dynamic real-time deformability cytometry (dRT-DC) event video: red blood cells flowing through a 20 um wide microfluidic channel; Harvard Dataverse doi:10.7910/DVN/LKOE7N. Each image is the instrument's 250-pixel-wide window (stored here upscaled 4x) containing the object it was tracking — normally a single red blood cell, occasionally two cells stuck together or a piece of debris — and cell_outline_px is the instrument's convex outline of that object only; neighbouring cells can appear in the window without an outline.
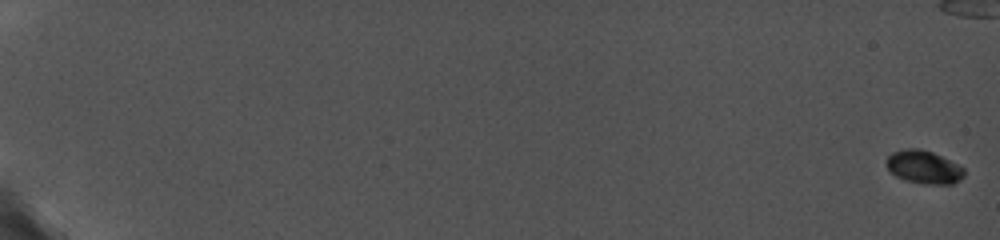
{"species": "common noctule bat (a hibernating species)", "species_latin": "Nyctalus noctula", "temperature_condition": "cold", "stored_images_in_passage": 63, "camera_frame_rate_fps": 5000, "um_per_image_px": 0.085, "animal": {"sex": "female", "body_mass_g": 19.0, "forearm_length_mm": 56.7}, "frame": {"image": 1, "passage_image": 1, "time_ms": 0.0, "image_size_px": [1000, 240], "cell_outline_px": [[964, 176], [960, 180], [952, 184], [924, 184], [904, 180], [896, 176], [888, 168], [884, 160], [892, 152], [904, 148], [920, 148], [932, 152], [964, 168]], "centroid_in_image_um": [78.49, 14.2], "position_along_channel_um": 6.5, "area_um2": 15.03}}
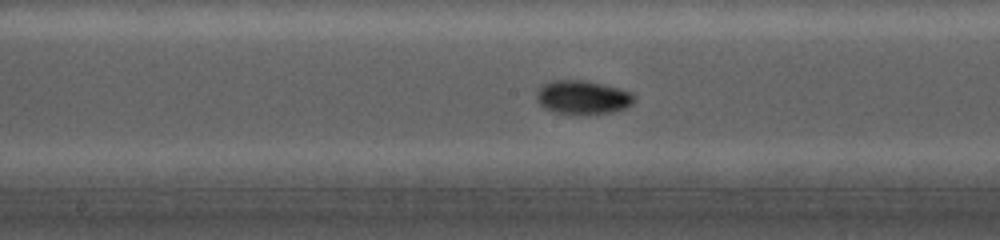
{"frame": {"image": 2, "passage_image": 40, "time_ms": 11.4, "image_size_px": [1000, 240], "cell_outline_px": [[636, 96], [632, 104], [628, 108], [612, 112], [584, 116], [556, 112], [544, 108], [536, 100], [536, 92], [544, 84], [552, 80], [588, 80], [620, 88], [632, 92]], "centroid_in_image_um": [49.57, 8.29], "position_along_channel_um": 198.6, "area_um2": 19.77}}
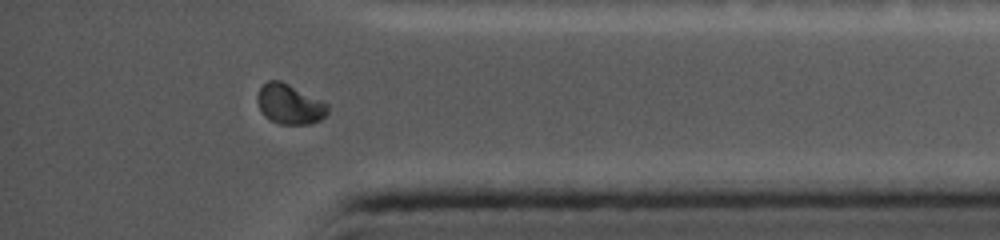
{"frame": {"image": 3, "passage_image": 59, "time_ms": 17.0, "image_size_px": [1000, 240], "cell_outline_px": [[328, 112], [320, 120], [308, 124], [280, 124], [264, 116], [256, 100], [256, 96], [260, 88], [268, 80], [280, 80], [328, 104]], "centroid_in_image_um": [24.59, 8.86], "position_along_channel_um": 410.6, "area_um2": 16.13}}